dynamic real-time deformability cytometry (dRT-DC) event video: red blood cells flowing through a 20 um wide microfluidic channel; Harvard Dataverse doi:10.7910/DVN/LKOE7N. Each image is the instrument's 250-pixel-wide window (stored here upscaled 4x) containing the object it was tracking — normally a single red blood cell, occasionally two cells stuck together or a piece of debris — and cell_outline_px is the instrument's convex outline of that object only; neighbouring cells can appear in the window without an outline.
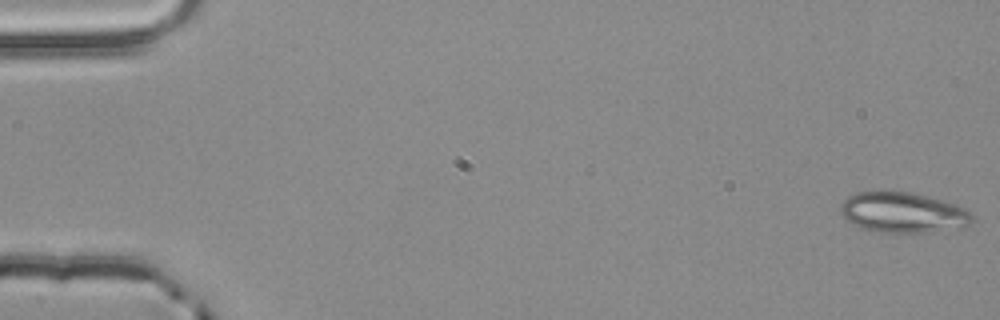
{"species": "common noctule bat (a hibernating species)", "species_latin": "Nyctalus noctula", "temperature_condition": "room temperature", "stored_images_in_passage": 54, "camera_frame_rate_fps": 3000, "um_per_image_px": 0.085, "animal": {"sex": "male", "body_mass_g": 20.4}, "frame": {"image": 1, "passage_image": 1, "time_ms": 0.0, "image_size_px": [1000, 320], "cell_outline_px": [[972, 220], [968, 224], [928, 232], [876, 232], [852, 224], [840, 212], [840, 204], [848, 196], [856, 192], [912, 192], [928, 196], [956, 204], [964, 208], [972, 216]], "centroid_in_image_um": [76.69, 18.05], "position_along_channel_um": 8.3, "area_um2": 30.4}}
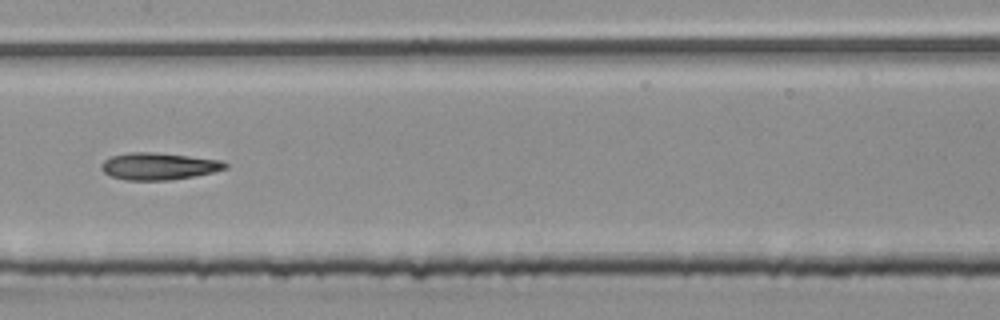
{"frame": {"image": 2, "passage_image": 28, "time_ms": 9.0, "image_size_px": [1000, 320], "cell_outline_px": [[228, 168], [196, 176], [168, 180], [128, 180], [112, 176], [104, 172], [100, 168], [100, 164], [104, 160], [112, 156], [132, 152], [152, 152], [188, 156], [220, 160], [228, 164]], "centroid_in_image_um": [13.49, 14.13], "position_along_channel_um": 193.9, "area_um2": 19.36}}
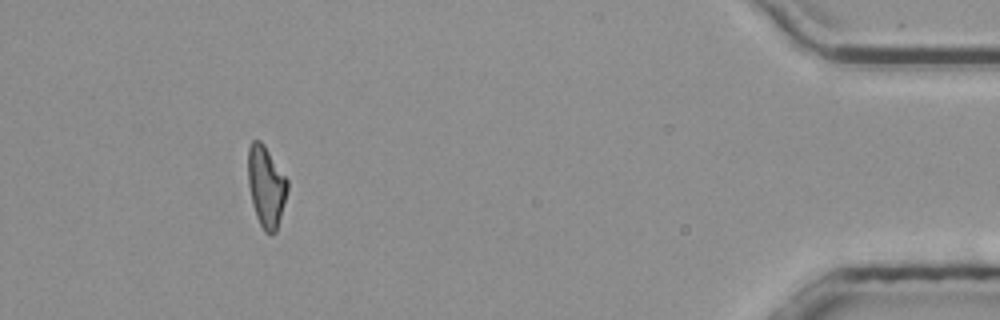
{"frame": {"image": 3, "passage_image": 50, "time_ms": 16.333, "image_size_px": [1000, 320], "cell_outline_px": [[288, 188], [276, 232], [272, 236], [268, 236], [264, 232], [256, 216], [252, 204], [248, 184], [248, 148], [252, 140], [260, 140], [264, 144], [288, 180]], "centroid_in_image_um": [22.61, 15.87], "position_along_channel_um": 412.6, "area_um2": 18.73}, "authors_computed_cell_mechanics": {"area_um2": 19.5364, "velocity_mm_per_s": 3.8757, "shape_relaxation_time_tau1_ms": null, "shape_relaxation_time_tau2_ms": 10.9685, "deformation_change_tau1": null, "deformation_change_tau2": 0.2589}}